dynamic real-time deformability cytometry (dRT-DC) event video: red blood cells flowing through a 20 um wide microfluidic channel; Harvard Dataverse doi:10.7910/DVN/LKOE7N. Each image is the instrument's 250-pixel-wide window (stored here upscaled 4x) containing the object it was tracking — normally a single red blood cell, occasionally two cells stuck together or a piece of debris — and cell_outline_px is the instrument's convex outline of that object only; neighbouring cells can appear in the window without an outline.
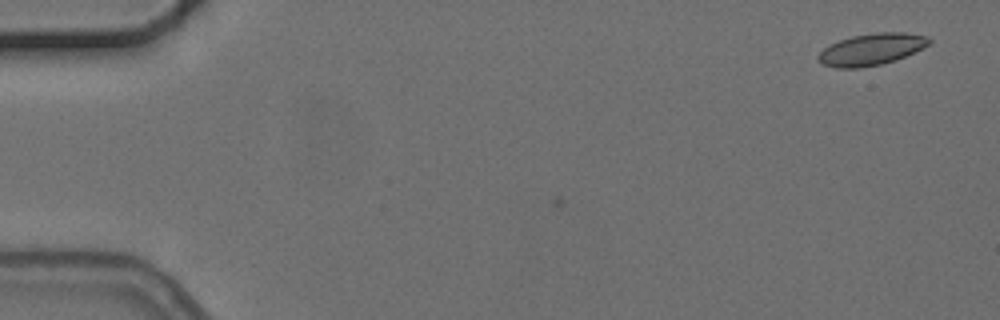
{"species": "common noctule bat (a hibernating species)", "species_latin": "Nyctalus noctula", "temperature_condition": "cold", "stored_images_in_passage": 2, "camera_frame_rate_fps": 3000, "um_per_image_px": 0.085, "animal": {"sex": "female", "body_mass_g": 24.6, "forearm_length_mm": 56.2}, "frame": {"image": 1, "passage_image": 2, "time_ms": 1.333, "image_size_px": [1000, 320], "cell_outline_px": [[932, 40], [928, 44], [896, 60], [880, 64], [860, 68], [836, 68], [824, 64], [816, 60], [816, 56], [824, 48], [840, 40], [852, 36], [876, 32], [904, 32], [928, 36]], "centroid_in_image_um": [74.04, 4.19], "position_along_channel_um": 11.0, "area_um2": 20.29}}